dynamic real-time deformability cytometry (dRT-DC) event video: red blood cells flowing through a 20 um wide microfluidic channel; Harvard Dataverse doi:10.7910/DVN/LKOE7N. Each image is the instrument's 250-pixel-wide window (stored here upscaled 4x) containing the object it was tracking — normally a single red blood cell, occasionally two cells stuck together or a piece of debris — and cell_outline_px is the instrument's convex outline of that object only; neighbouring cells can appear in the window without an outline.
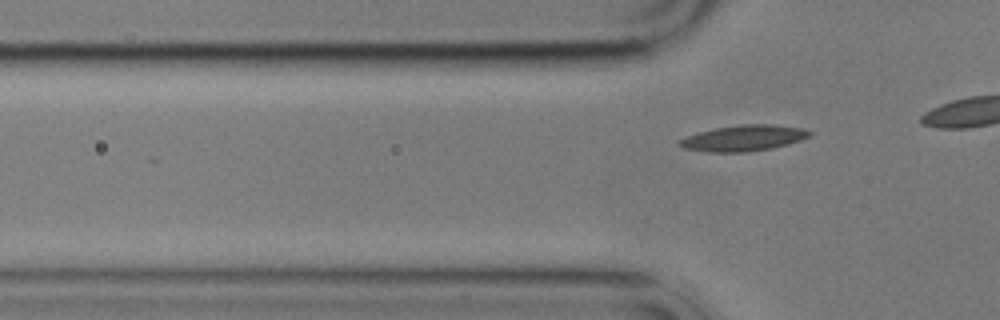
{"species": "common noctule bat (a hibernating species)", "species_latin": "Nyctalus noctula", "temperature_condition": "cold", "stored_images_in_passage": 4, "camera_frame_rate_fps": 3000, "um_per_image_px": 0.085, "animal": {"sex": "male", "body_mass_g": 17.9}, "frame": {"image": 1, "passage_image": 4, "time_ms": 3.333, "image_size_px": [1000, 320], "cell_outline_px": [[812, 132], [808, 136], [800, 140], [788, 144], [772, 148], [744, 152], [708, 152], [684, 148], [676, 144], [680, 140], [688, 136], [700, 132], [716, 128], [740, 124], [772, 124], [800, 128]], "centroid_in_image_um": [63.19, 11.74], "position_along_channel_um": 62.6, "area_um2": 19.36}}